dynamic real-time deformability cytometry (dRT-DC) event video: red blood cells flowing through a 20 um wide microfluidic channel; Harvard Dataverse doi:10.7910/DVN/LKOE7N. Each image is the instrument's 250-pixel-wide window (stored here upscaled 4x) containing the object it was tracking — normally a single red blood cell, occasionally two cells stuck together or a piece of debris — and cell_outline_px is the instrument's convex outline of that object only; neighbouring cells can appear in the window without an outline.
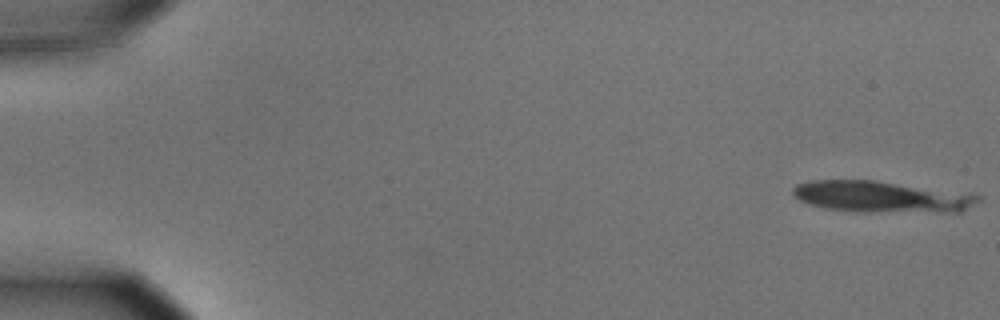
{"species": "common noctule bat (a hibernating species)", "species_latin": "Nyctalus noctula", "temperature_condition": "cold", "stored_images_in_passage": 13, "camera_frame_rate_fps": 3000, "um_per_image_px": 0.085, "animal": {"sex": "male", "body_mass_g": 15.6}, "frame": {"image": 1, "passage_image": 1, "time_ms": 0.0, "image_size_px": [1000, 320], "cell_outline_px": [[980, 200], [960, 212], [856, 212], [824, 208], [808, 204], [792, 196], [792, 188], [796, 184], [812, 180], [876, 180], [980, 196]], "centroid_in_image_um": [74.8, 16.74], "position_along_channel_um": 10.2, "area_um2": 33.64}}